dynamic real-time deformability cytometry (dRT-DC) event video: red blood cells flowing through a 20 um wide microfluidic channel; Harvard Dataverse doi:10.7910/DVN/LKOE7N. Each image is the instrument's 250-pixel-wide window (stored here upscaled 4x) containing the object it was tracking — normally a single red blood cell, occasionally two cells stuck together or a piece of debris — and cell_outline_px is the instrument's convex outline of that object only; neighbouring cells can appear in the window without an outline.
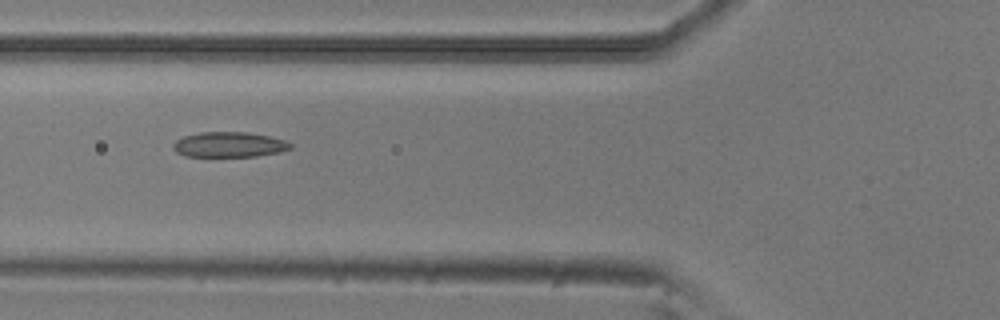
{"species": "common noctule bat (a hibernating species)", "species_latin": "Nyctalus noctula", "temperature_condition": "room temperature", "stored_images_in_passage": 8, "camera_frame_rate_fps": 3000, "um_per_image_px": 0.085, "animal": {"sex": "male", "body_mass_g": 20.5, "forearm_length_mm": 52.5}, "frame": {"image": 1, "passage_image": 6, "time_ms": 1.667, "image_size_px": [1000, 320], "cell_outline_px": [[292, 148], [280, 152], [256, 156], [184, 156], [176, 152], [172, 148], [172, 144], [176, 140], [184, 136], [200, 132], [244, 132], [268, 136], [284, 140], [292, 144]], "centroid_in_image_um": [19.45, 12.29], "position_along_channel_um": 106.4, "area_um2": 17.17}}
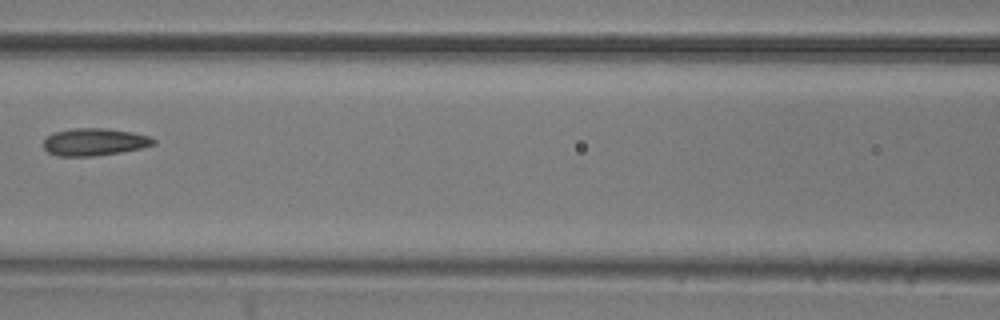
{"frame": {"image": 2, "passage_image": 7, "time_ms": 2.0, "image_size_px": [1000, 320], "cell_outline_px": [[156, 144], [140, 148], [120, 152], [92, 156], [60, 156], [48, 152], [44, 148], [44, 140], [48, 136], [56, 132], [72, 128], [108, 128], [132, 132], [148, 136], [156, 140]], "centroid_in_image_um": [8.03, 12.06], "position_along_channel_um": 158.6, "area_um2": 17.4}}
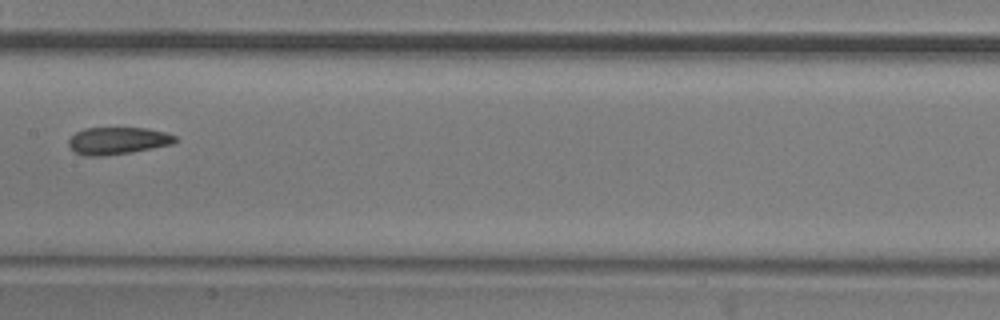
{"frame": {"image": 3, "passage_image": 8, "time_ms": 2.333, "image_size_px": [1000, 320], "cell_outline_px": [[180, 140], [172, 144], [152, 148], [128, 152], [100, 156], [88, 156], [76, 152], [68, 144], [68, 140], [76, 132], [84, 128], [148, 128], [164, 132], [176, 136]], "centroid_in_image_um": [10.03, 11.95], "position_along_channel_um": 197.4, "area_um2": 16.7}}